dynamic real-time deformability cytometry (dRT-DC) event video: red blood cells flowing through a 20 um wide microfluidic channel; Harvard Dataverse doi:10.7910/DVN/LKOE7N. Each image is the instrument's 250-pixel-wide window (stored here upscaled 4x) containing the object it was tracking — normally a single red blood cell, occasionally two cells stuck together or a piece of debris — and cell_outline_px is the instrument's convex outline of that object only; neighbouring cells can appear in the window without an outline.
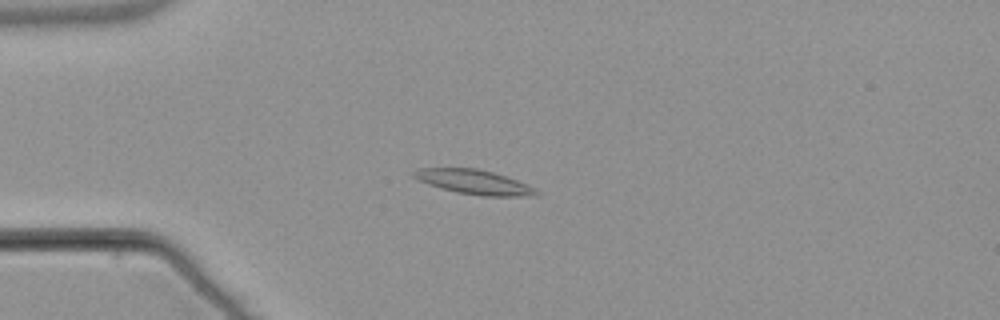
{"species": "common noctule bat (a hibernating species)", "species_latin": "Nyctalus noctula", "temperature_condition": "warm", "stored_images_in_passage": 55, "camera_frame_rate_fps": 3000, "um_per_image_px": 0.085, "animal": {"sex": "male", "body_mass_g": 21.5, "forearm_length_mm": 52.0}, "frame": {"image": 1, "passage_image": 15, "time_ms": 4.667, "image_size_px": [1000, 320], "cell_outline_px": [[540, 192], [536, 196], [480, 196], [456, 192], [440, 188], [416, 180], [412, 176], [412, 172], [416, 168], [480, 168], [528, 184], [536, 188]], "centroid_in_image_um": [40.27, 15.47], "position_along_channel_um": 44.7, "area_um2": 17.69}}
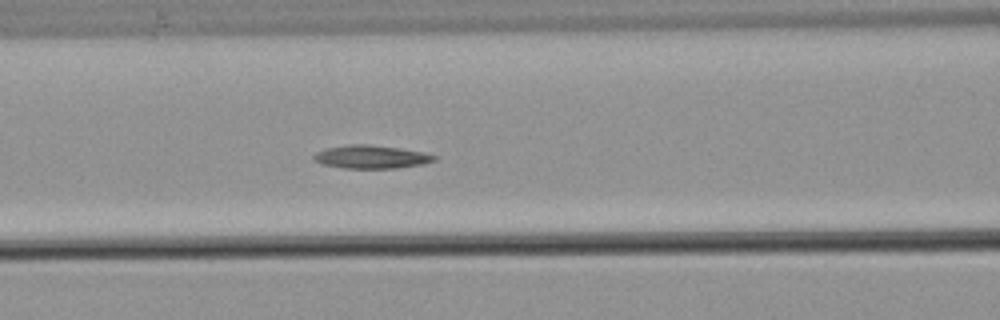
{"frame": {"image": 2, "passage_image": 24, "time_ms": 7.667, "image_size_px": [1000, 320], "cell_outline_px": [[440, 156], [436, 160], [424, 164], [396, 168], [344, 168], [324, 164], [312, 160], [312, 156], [316, 152], [328, 148], [348, 144], [368, 144], [424, 152]], "centroid_in_image_um": [31.58, 13.33], "position_along_channel_um": 135.0, "area_um2": 16.3}}
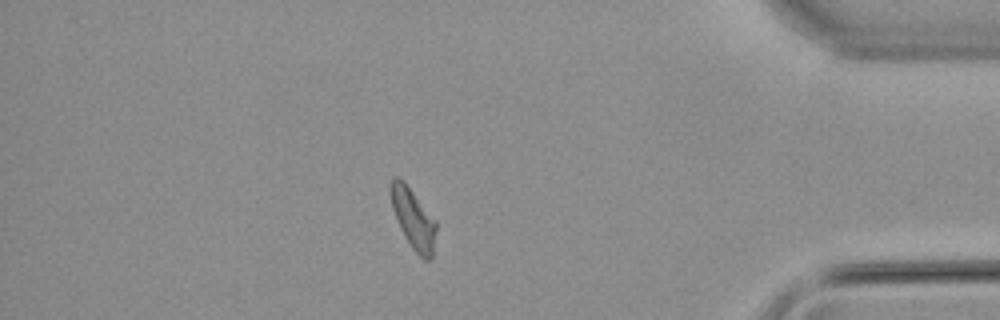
{"frame": {"image": 3, "passage_image": 48, "time_ms": 15.667, "image_size_px": [1000, 320], "cell_outline_px": [[436, 228], [432, 260], [424, 260], [412, 248], [404, 236], [396, 220], [392, 208], [392, 176], [396, 176], [404, 180], [436, 220]], "centroid_in_image_um": [35.15, 18.61], "position_along_channel_um": 400.0, "area_um2": 15.84}, "authors_computed_cell_mechanics": {"area_um2": 16.2418, "velocity_mm_per_s": 3.7785, "shape_relaxation_time_tau1_ms": null, "shape_relaxation_time_tau2_ms": 6.0567, "deformation_change_tau1": null, "deformation_change_tau2": 0.1271}}